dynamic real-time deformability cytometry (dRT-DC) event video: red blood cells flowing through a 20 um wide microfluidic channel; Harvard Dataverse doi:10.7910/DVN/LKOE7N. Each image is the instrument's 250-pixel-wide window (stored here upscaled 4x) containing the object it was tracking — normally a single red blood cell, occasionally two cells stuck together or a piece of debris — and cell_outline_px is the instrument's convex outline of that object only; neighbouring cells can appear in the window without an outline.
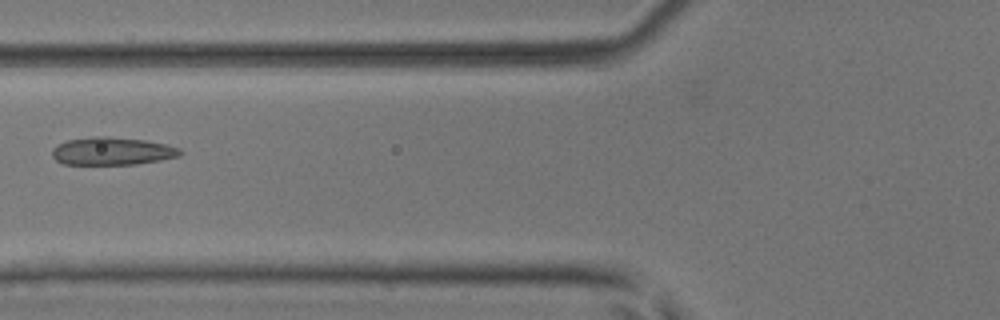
{"species": "common noctule bat (a hibernating species)", "species_latin": "Nyctalus noctula", "temperature_condition": "room temperature", "stored_images_in_passage": 6, "camera_frame_rate_fps": 3000, "um_per_image_px": 0.085, "animal": {"sex": "male", "body_mass_g": 17.9, "forearm_length_mm": 54.2}, "frame": {"image": 1, "passage_image": 5, "time_ms": 1.333, "image_size_px": [1000, 320], "cell_outline_px": [[184, 152], [180, 156], [160, 160], [136, 164], [64, 164], [56, 160], [52, 156], [52, 148], [68, 140], [92, 136], [108, 136], [144, 140], [168, 144], [180, 148]], "centroid_in_image_um": [9.57, 12.84], "position_along_channel_um": 116.2, "area_um2": 20.81}}
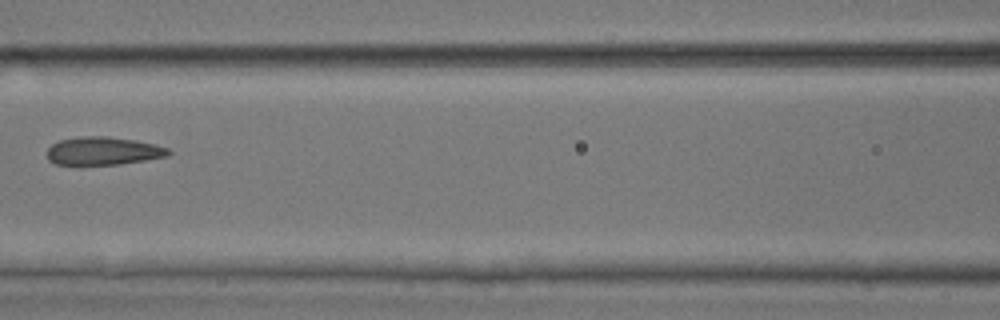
{"frame": {"image": 2, "passage_image": 6, "time_ms": 1.667, "image_size_px": [1000, 320], "cell_outline_px": [[172, 152], [168, 156], [120, 164], [56, 164], [48, 160], [48, 148], [52, 144], [60, 140], [84, 136], [108, 136], [132, 140], [152, 144], [168, 148]], "centroid_in_image_um": [8.77, 12.83], "position_along_channel_um": 157.8, "area_um2": 19.54}}